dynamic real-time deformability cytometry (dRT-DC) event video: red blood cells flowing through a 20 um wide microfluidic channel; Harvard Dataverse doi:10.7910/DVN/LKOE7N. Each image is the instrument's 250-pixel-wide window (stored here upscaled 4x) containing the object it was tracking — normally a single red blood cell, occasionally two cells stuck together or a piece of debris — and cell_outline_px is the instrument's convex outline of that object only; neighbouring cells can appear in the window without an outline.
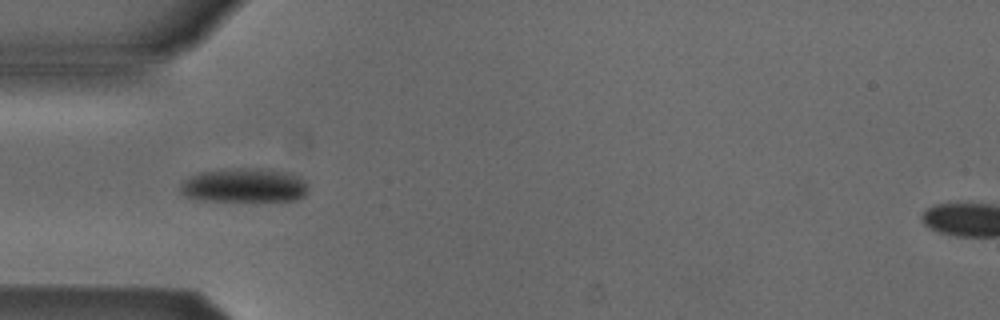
{"species": "Egyptian fruit bat (a non-hibernating species)", "species_latin": "Rousettus aegyptiacus", "temperature_condition": "cold", "stored_images_in_passage": 6, "camera_frame_rate_fps": 3000, "um_per_image_px": 0.085, "animal": {"sex": "male"}, "frame": {"image": 1, "passage_image": 5, "time_ms": 4.667, "image_size_px": [1000, 320], "cell_outline_px": [[308, 192], [304, 196], [296, 200], [204, 200], [184, 196], [180, 192], [180, 184], [188, 176], [200, 172], [224, 168], [268, 168], [292, 172], [300, 176], [308, 184]], "centroid_in_image_um": [20.79, 15.72], "position_along_channel_um": 64.2, "area_um2": 25.89}}